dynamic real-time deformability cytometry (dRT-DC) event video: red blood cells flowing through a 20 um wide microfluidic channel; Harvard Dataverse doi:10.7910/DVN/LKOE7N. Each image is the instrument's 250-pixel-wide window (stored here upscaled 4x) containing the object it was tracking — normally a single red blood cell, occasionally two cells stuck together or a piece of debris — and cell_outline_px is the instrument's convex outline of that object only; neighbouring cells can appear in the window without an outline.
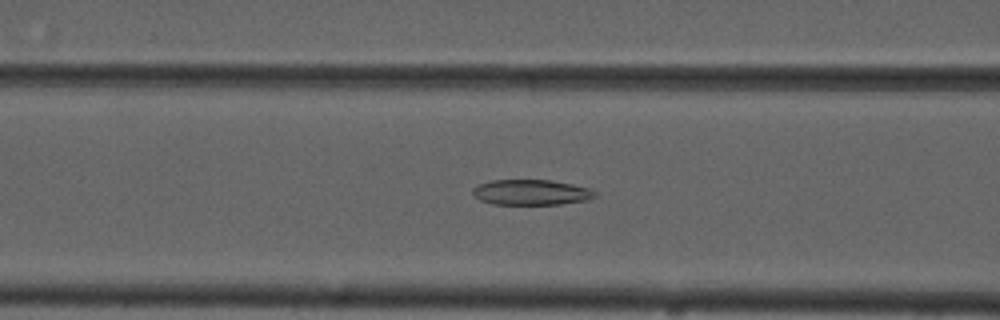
{"species": "common noctule bat (a hibernating species)", "species_latin": "Nyctalus noctula", "temperature_condition": "cold", "stored_images_in_passage": 55, "camera_frame_rate_fps": 3000, "um_per_image_px": 0.085, "animal": {"sex": "male", "forearm_length_mm": 52.5}, "frame": {"image": 1, "passage_image": 22, "time_ms": 7.0, "image_size_px": [1000, 320], "cell_outline_px": [[596, 196], [584, 200], [560, 204], [492, 204], [480, 200], [472, 196], [472, 188], [480, 184], [492, 180], [548, 180], [572, 184], [588, 188], [596, 192]], "centroid_in_image_um": [45.09, 16.35], "position_along_channel_um": 121.5, "area_um2": 17.98}}
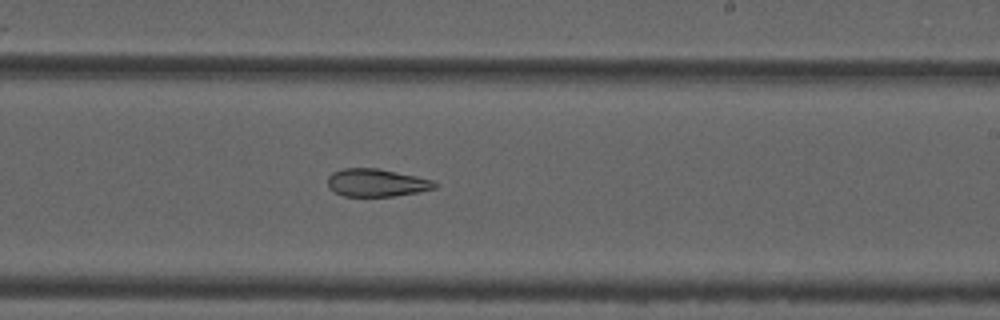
{"frame": {"image": 2, "passage_image": 33, "time_ms": 10.667, "image_size_px": [1000, 320], "cell_outline_px": [[440, 184], [436, 188], [420, 192], [396, 196], [344, 196], [328, 188], [328, 176], [332, 172], [344, 168], [376, 168], [416, 176], [432, 180]], "centroid_in_image_um": [32.02, 15.54], "position_along_channel_um": 257.0, "area_um2": 17.4}}
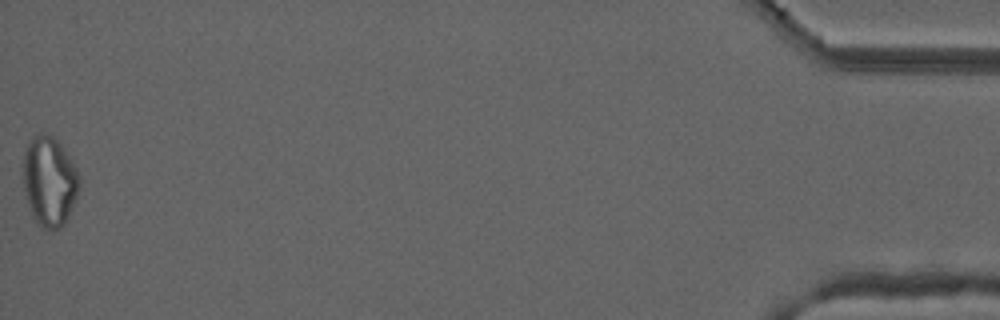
{"frame": {"image": 3, "passage_image": 55, "time_ms": 18.0, "image_size_px": [1000, 320], "cell_outline_px": [[80, 184], [76, 196], [68, 216], [64, 224], [60, 228], [44, 228], [36, 224], [32, 216], [24, 192], [24, 152], [28, 144], [40, 132], [56, 136], [64, 148], [76, 168], [80, 176]], "centroid_in_image_um": [4.21, 15.39], "position_along_channel_um": 431.0, "area_um2": 29.25}, "authors_computed_cell_mechanics": {"area_um2": 23.1778, "velocity_mm_per_s": 3.7045, "shape_relaxation_time_tau1_ms": null, "shape_relaxation_time_tau2_ms": 6.7775, "deformation_change_tau1": null, "deformation_change_tau2": 0.1401}}